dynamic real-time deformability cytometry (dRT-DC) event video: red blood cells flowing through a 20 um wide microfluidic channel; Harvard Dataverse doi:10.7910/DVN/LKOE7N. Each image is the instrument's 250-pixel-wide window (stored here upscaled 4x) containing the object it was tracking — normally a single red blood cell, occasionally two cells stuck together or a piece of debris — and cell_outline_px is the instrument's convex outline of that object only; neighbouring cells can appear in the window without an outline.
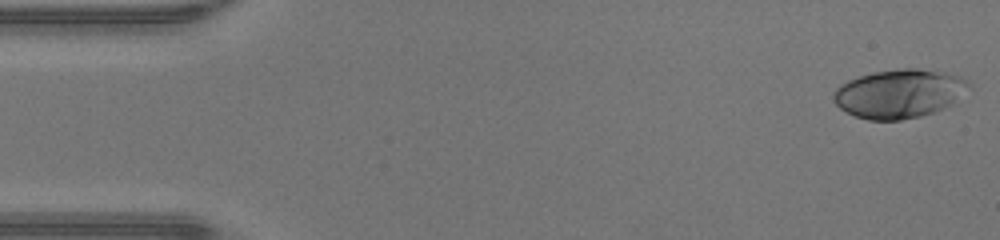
{"species": "human", "species_latin": "Homo sapiens", "temperature_condition": "warm", "stored_images_in_passage": 45, "camera_frame_rate_fps": 3000, "um_per_image_px": 0.085, "donor": {"sex": "male"}, "frame": {"image": 1, "passage_image": 1, "time_ms": 0.0, "image_size_px": [1000, 240], "cell_outline_px": [[972, 88], [952, 104], [944, 108], [920, 116], [900, 120], [868, 120], [856, 116], [840, 108], [832, 100], [832, 92], [840, 84], [848, 80], [872, 72], [896, 68], [916, 68], [944, 72], [960, 76], [968, 80], [972, 84]], "centroid_in_image_um": [76.46, 7.94], "position_along_channel_um": 8.5, "area_um2": 38.84}}
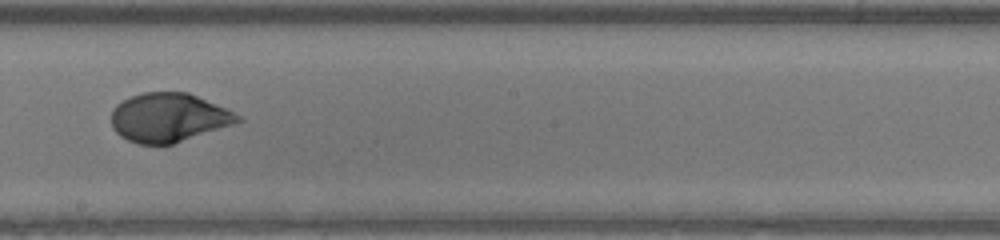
{"frame": {"image": 2, "passage_image": 26, "time_ms": 8.333, "image_size_px": [1000, 240], "cell_outline_px": [[244, 120], [172, 144], [140, 144], [128, 140], [120, 136], [112, 128], [112, 108], [116, 104], [132, 96], [144, 92], [188, 92], [224, 108], [240, 116]], "centroid_in_image_um": [14.29, 9.99], "position_along_channel_um": 233.9, "area_um2": 35.49}}
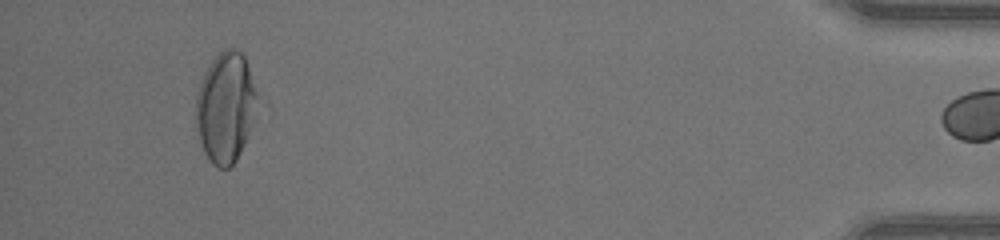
{"frame": {"image": 3, "passage_image": 44, "time_ms": 14.333, "image_size_px": [1000, 240], "cell_outline_px": [[260, 100], [256, 120], [236, 160], [228, 168], [216, 168], [212, 164], [204, 152], [200, 140], [196, 124], [196, 92], [200, 80], [208, 64], [224, 48], [236, 48], [244, 52]], "centroid_in_image_um": [19.21, 9.09], "position_along_channel_um": 416.0, "area_um2": 40.46}, "authors_computed_cell_mechanics": {"area_um2": 36.6452, "velocity_mm_per_s": 4.3319, "shape_relaxation_time_tau1_ms": 4.7727, "shape_relaxation_time_tau2_ms": null, "deformation_change_tau1": 0.2312, "deformation_change_tau2": null}}